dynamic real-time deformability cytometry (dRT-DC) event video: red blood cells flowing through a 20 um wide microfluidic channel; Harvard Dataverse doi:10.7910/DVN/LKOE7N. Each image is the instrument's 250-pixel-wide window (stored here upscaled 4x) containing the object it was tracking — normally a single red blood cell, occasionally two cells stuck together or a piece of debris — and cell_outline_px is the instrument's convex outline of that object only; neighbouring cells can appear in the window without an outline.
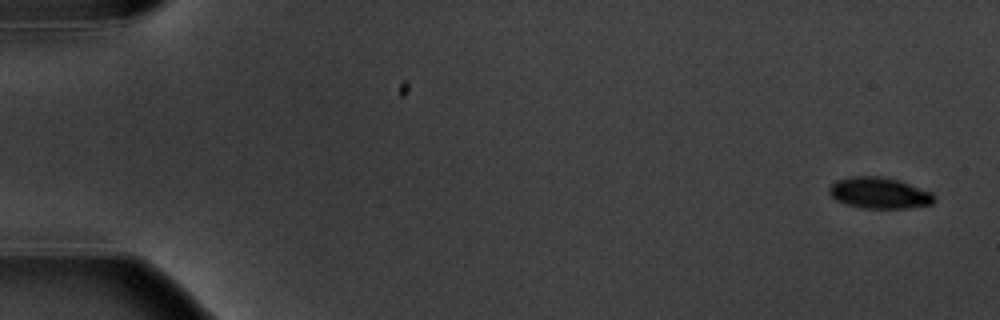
{"species": "common noctule bat (a hibernating species)", "species_latin": "Nyctalus noctula", "temperature_condition": "warm", "stored_images_in_passage": 8, "camera_frame_rate_fps": 3000, "um_per_image_px": 0.085, "animal": {"sex": "male", "body_mass_g": 20.1, "forearm_length_mm": 53.5}, "frame": {"image": 1, "passage_image": 1, "time_ms": 0.0, "image_size_px": [1000, 320], "cell_outline_px": [[936, 200], [932, 204], [908, 208], [860, 208], [836, 200], [828, 192], [828, 188], [836, 180], [848, 176], [880, 176], [900, 180], [932, 192], [936, 196]], "centroid_in_image_um": [74.76, 16.39], "position_along_channel_um": 10.2, "area_um2": 19.31}}
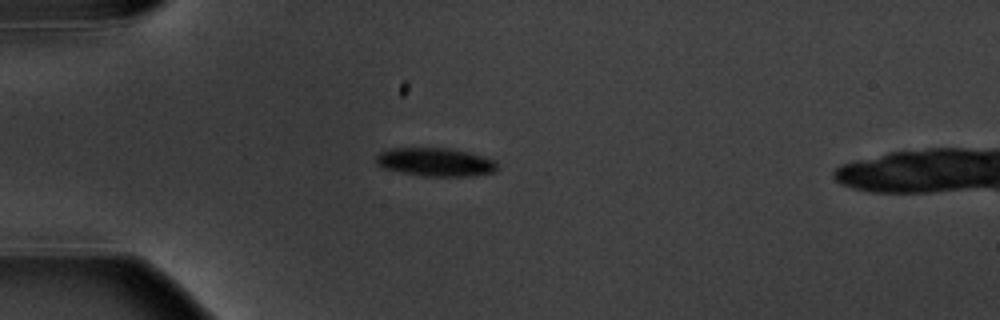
{"frame": {"image": 2, "passage_image": 5, "time_ms": 4.667, "image_size_px": [1000, 320], "cell_outline_px": [[500, 168], [496, 172], [472, 176], [420, 176], [384, 168], [376, 164], [376, 156], [380, 152], [392, 148], [448, 148], [468, 152], [496, 160]], "centroid_in_image_um": [37.06, 13.78], "position_along_channel_um": 47.9, "area_um2": 20.23}}